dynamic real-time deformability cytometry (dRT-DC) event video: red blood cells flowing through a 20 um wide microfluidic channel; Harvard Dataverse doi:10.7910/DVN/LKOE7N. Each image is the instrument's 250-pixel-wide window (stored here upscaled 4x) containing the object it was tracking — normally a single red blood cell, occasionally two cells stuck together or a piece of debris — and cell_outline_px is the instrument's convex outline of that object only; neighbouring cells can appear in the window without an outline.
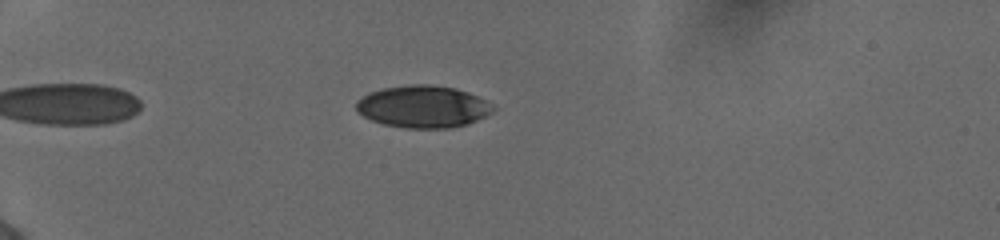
{"species": "human", "species_latin": "Homo sapiens", "temperature_condition": "cold", "stored_images_in_passage": 45, "camera_frame_rate_fps": 3000, "um_per_image_px": 0.085, "donor": {"sex": "female"}, "frame": {"image": 1, "passage_image": 7, "time_ms": 2.0, "image_size_px": [1000, 240], "cell_outline_px": [[496, 108], [492, 112], [468, 124], [452, 128], [404, 128], [384, 124], [372, 120], [356, 112], [356, 100], [360, 96], [368, 92], [384, 88], [408, 84], [428, 84], [456, 88], [468, 92], [492, 104]], "centroid_in_image_um": [35.92, 9.06], "position_along_channel_um": 49.1, "area_um2": 33.81}}
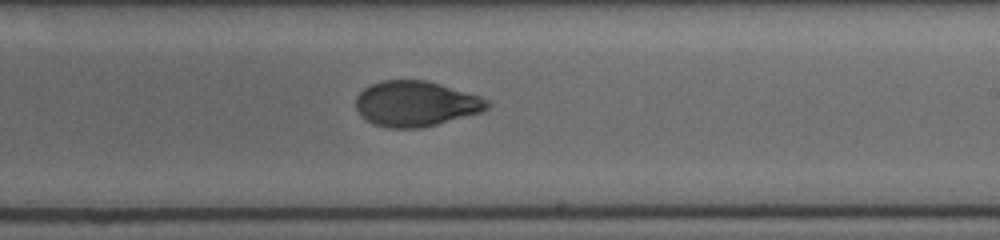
{"frame": {"image": 2, "passage_image": 26, "time_ms": 8.333, "image_size_px": [1000, 240], "cell_outline_px": [[492, 104], [488, 108], [480, 112], [436, 124], [420, 128], [388, 128], [372, 124], [360, 116], [356, 108], [356, 96], [364, 88], [380, 80], [428, 80], [480, 96], [488, 100]], "centroid_in_image_um": [35.32, 8.81], "position_along_channel_um": 253.7, "area_um2": 34.85}}
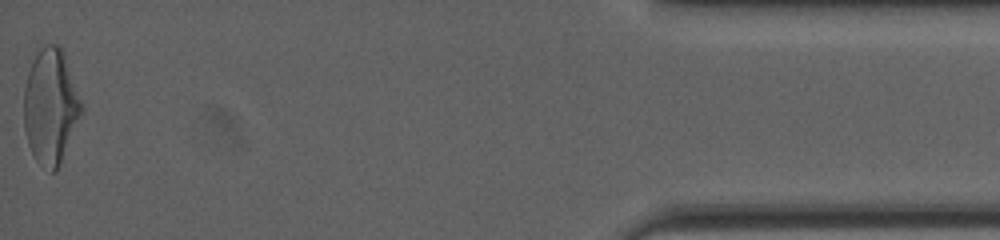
{"frame": {"image": 3, "passage_image": 45, "time_ms": 14.667, "image_size_px": [1000, 240], "cell_outline_px": [[84, 108], [56, 172], [52, 172], [36, 160], [28, 144], [24, 128], [24, 88], [28, 72], [40, 48], [44, 44], [56, 44], [64, 48], [84, 104]], "centroid_in_image_um": [4.34, 8.98], "position_along_channel_um": 430.9, "area_um2": 38.9}, "authors_computed_cell_mechanics": {"area_um2": 35.3158, "velocity_mm_per_s": 3.8965, "shape_relaxation_time_tau1_ms": 4.4294, "shape_relaxation_time_tau2_ms": 1.3398, "deformation_change_tau1": 0.1699, "deformation_change_tau2": 0.0611}}